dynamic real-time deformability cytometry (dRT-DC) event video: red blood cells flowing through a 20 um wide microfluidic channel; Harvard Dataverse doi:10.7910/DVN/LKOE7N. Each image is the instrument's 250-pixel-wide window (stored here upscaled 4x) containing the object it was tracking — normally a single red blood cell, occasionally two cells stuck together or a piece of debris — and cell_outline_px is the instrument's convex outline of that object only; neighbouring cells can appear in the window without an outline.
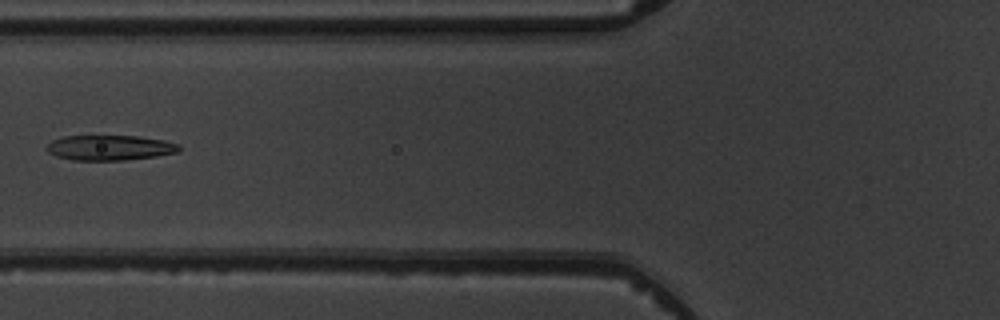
{"species": "common noctule bat (a hibernating species)", "species_latin": "Nyctalus noctula", "temperature_condition": "warm", "stored_images_in_passage": 7, "camera_frame_rate_fps": 3000, "um_per_image_px": 0.085, "animal": {"sex": "male", "body_mass_g": 19.5, "forearm_length_mm": 54.6}, "frame": {"image": 1, "passage_image": 6, "time_ms": 6.0, "image_size_px": [1000, 320], "cell_outline_px": [[180, 152], [156, 156], [124, 160], [72, 160], [56, 156], [48, 152], [44, 148], [52, 140], [64, 136], [136, 136], [164, 140], [180, 144]], "centroid_in_image_um": [9.33, 12.55], "position_along_channel_um": 116.5, "area_um2": 19.48}}
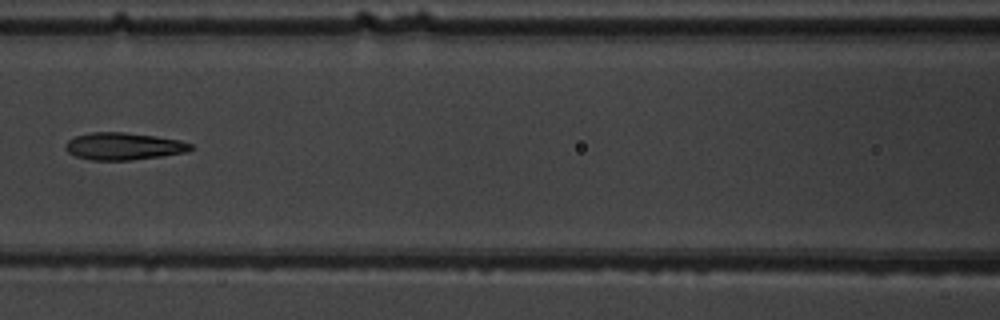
{"frame": {"image": 2, "passage_image": 7, "time_ms": 7.0, "image_size_px": [1000, 320], "cell_outline_px": [[192, 148], [188, 152], [132, 160], [92, 160], [76, 156], [68, 152], [64, 148], [64, 144], [68, 140], [76, 136], [92, 132], [124, 132], [156, 136], [180, 140], [192, 144]], "centroid_in_image_um": [10.5, 12.43], "position_along_channel_um": 156.1, "area_um2": 19.88}}